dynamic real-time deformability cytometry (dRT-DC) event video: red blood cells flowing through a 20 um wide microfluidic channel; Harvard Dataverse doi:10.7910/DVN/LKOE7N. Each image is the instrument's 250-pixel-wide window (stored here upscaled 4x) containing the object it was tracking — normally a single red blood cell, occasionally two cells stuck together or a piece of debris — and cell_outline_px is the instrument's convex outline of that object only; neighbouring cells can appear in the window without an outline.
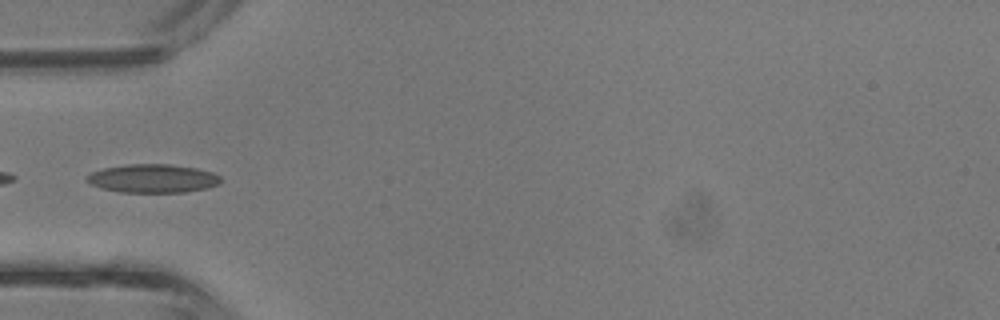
{"species": "common noctule bat (a hibernating species)", "species_latin": "Nyctalus noctula", "temperature_condition": "room temperature", "stored_images_in_passage": 27, "camera_frame_rate_fps": 3000, "um_per_image_px": 0.085, "animal": {"sex": "male", "body_mass_g": 13.3}, "frame": {"image": 1, "passage_image": 3, "time_ms": 0.667, "image_size_px": [1000, 320], "cell_outline_px": [[220, 184], [208, 188], [184, 192], [120, 192], [100, 188], [84, 180], [84, 176], [92, 172], [104, 168], [128, 164], [168, 164], [196, 168], [212, 172], [220, 176]], "centroid_in_image_um": [12.97, 15.17], "position_along_channel_um": 72.0, "area_um2": 22.31}}
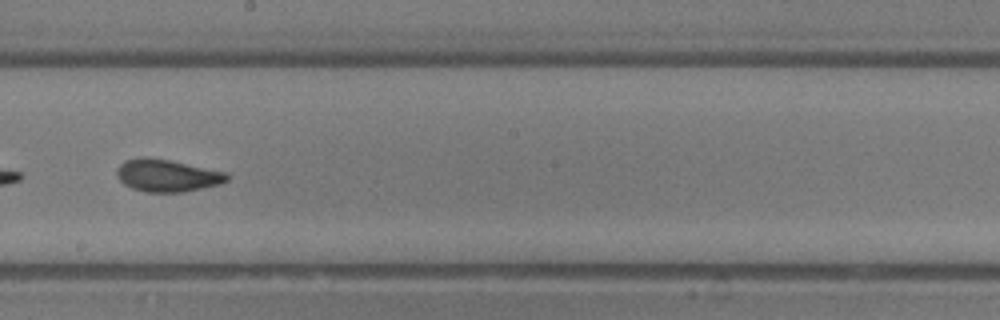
{"frame": {"image": 2, "passage_image": 13, "time_ms": 4.0, "image_size_px": [1000, 320], "cell_outline_px": [[228, 180], [220, 184], [184, 192], [144, 192], [132, 188], [124, 184], [116, 176], [116, 168], [124, 160], [140, 156], [144, 156], [168, 160], [228, 172]], "centroid_in_image_um": [14.17, 14.91], "position_along_channel_um": 234.0, "area_um2": 20.92}}
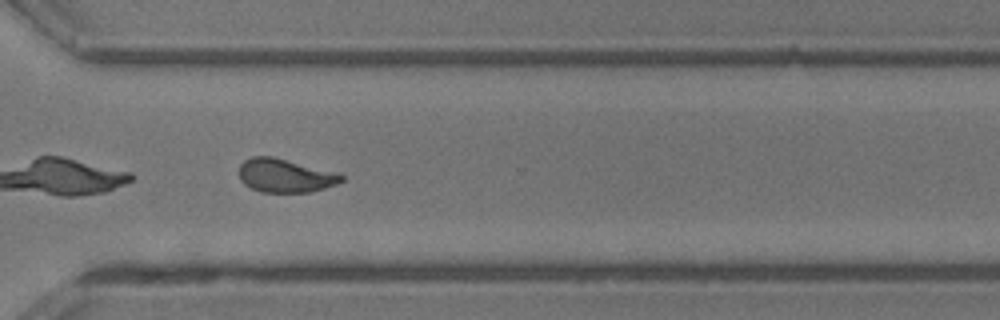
{"frame": {"image": 3, "passage_image": 20, "time_ms": 6.333, "image_size_px": [1000, 320], "cell_outline_px": [[344, 180], [336, 184], [324, 188], [308, 192], [260, 192], [244, 184], [240, 180], [240, 164], [244, 160], [252, 156], [272, 156], [340, 172], [344, 176]], "centroid_in_image_um": [24.27, 14.91], "position_along_channel_um": 346.3, "area_um2": 20.23}, "authors_computed_cell_mechanics": {"area_um2": 20.5768, "velocity_mm_per_s": 4.8341, "shape_relaxation_time_tau1_ms": 7.3173, "shape_relaxation_time_tau2_ms": 1.3156, "deformation_change_tau1": 0.2196, "deformation_change_tau2": 0.0813}}